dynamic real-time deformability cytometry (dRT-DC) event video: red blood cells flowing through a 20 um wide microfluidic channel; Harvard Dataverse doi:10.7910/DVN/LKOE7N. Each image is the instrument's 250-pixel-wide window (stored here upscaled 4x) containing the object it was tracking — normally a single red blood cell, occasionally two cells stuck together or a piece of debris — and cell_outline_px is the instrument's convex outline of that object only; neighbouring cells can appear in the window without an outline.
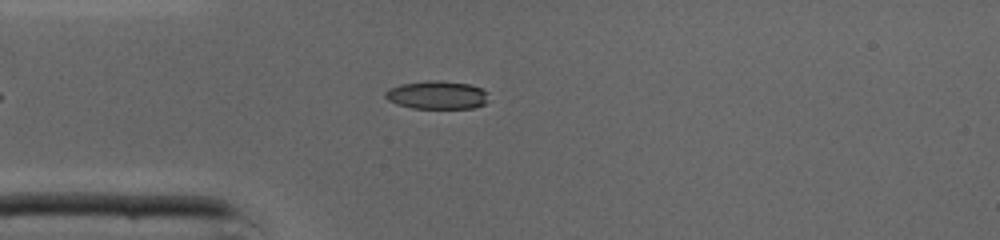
{"species": "common noctule bat (a hibernating species)", "species_latin": "Nyctalus noctula", "temperature_condition": "cold", "stored_images_in_passage": 33, "camera_frame_rate_fps": 3000, "um_per_image_px": 0.085, "animal": {"sex": "male", "body_mass_g": 19.0, "forearm_length_mm": 50.8}, "frame": {"image": 1, "passage_image": 2, "time_ms": 0.333, "image_size_px": [1000, 240], "cell_outline_px": [[488, 92], [484, 104], [472, 108], [412, 108], [396, 104], [388, 100], [384, 96], [384, 92], [388, 88], [400, 84], [432, 80], [440, 80], [468, 84], [480, 88]], "centroid_in_image_um": [37.09, 8.07], "position_along_channel_um": 47.9, "area_um2": 16.94}}
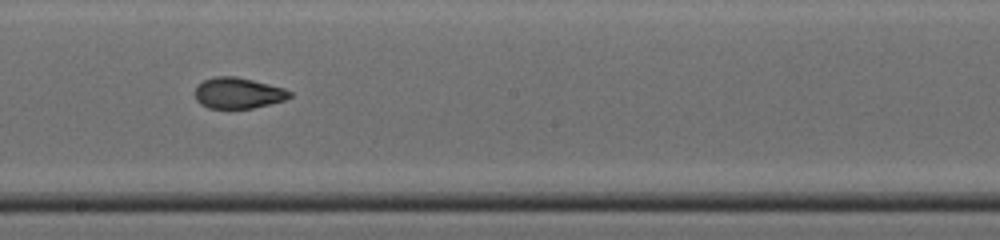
{"frame": {"image": 2, "passage_image": 15, "time_ms": 4.667, "image_size_px": [1000, 240], "cell_outline_px": [[292, 96], [284, 100], [252, 108], [208, 108], [200, 104], [196, 100], [196, 88], [204, 80], [216, 76], [236, 76], [284, 88], [292, 92]], "centroid_in_image_um": [20.24, 7.91], "position_along_channel_um": 228.0, "area_um2": 16.88}}
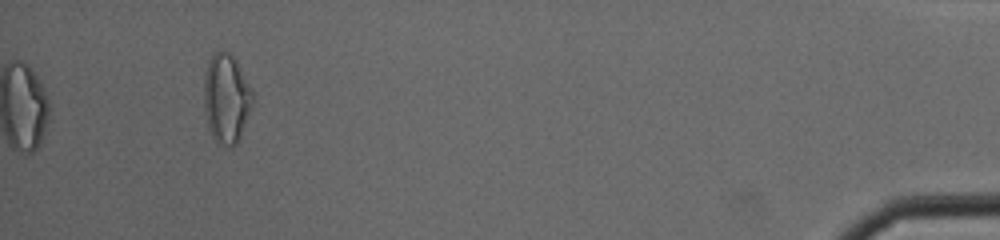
{"frame": {"image": 3, "passage_image": 33, "time_ms": 10.667, "image_size_px": [1000, 240], "cell_outline_px": [[252, 104], [240, 136], [236, 144], [216, 144], [208, 128], [204, 104], [204, 76], [208, 60], [212, 52], [228, 52], [236, 60], [252, 92]], "centroid_in_image_um": [19.2, 8.35], "position_along_channel_um": 416.0, "area_um2": 24.85}, "authors_computed_cell_mechanics": {"area_um2": 17.7446, "velocity_mm_per_s": 4.3676, "shape_relaxation_time_tau1_ms": null, "shape_relaxation_time_tau2_ms": 1.1614, "deformation_change_tau1": null, "deformation_change_tau2": 0.0664}}